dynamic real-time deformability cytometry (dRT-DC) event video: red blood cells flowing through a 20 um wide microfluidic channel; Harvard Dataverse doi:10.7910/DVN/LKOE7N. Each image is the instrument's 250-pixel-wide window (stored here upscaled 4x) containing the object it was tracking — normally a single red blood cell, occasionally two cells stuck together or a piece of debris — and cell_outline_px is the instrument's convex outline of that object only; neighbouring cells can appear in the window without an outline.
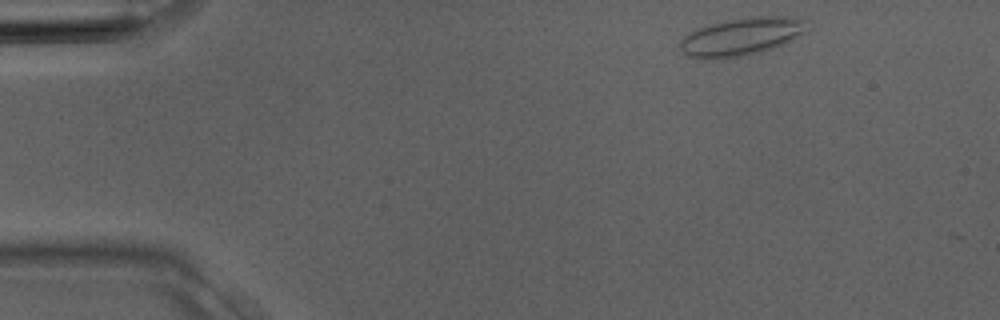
{"species": "Egyptian fruit bat (a non-hibernating species)", "species_latin": "Rousettus aegyptiacus", "temperature_condition": "room temperature", "stored_images_in_passage": 3, "camera_frame_rate_fps": 3000, "um_per_image_px": 0.085, "animal": {"sex": "male"}, "frame": {"image": 1, "passage_image": 1, "time_ms": 0.0, "image_size_px": [1000, 320], "cell_outline_px": [[812, 28], [808, 32], [784, 44], [760, 52], [740, 56], [688, 56], [680, 48], [680, 40], [684, 36], [696, 28], [728, 20], [752, 16], [784, 16], [812, 20]], "centroid_in_image_um": [63.2, 3.05], "position_along_channel_um": 21.8, "area_um2": 27.74}}